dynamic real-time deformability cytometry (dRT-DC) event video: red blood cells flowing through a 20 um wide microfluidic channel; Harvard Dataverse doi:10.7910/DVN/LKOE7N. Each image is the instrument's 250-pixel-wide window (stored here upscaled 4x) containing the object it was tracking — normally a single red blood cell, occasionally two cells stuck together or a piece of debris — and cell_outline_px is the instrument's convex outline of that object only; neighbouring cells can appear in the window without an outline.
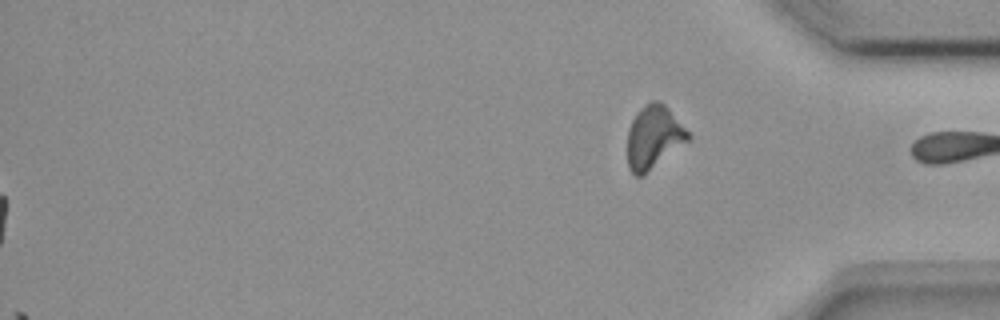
{"species": "common noctule bat (a hibernating species)", "species_latin": "Nyctalus noctula", "temperature_condition": "room temperature", "stored_images_in_passage": 40, "segment_of_instrument_passage": [2, 2], "camera_frame_rate_fps": 3000, "um_per_image_px": 0.085, "animal": {"sex": "female", "body_mass_g": 18.4}, "frame": {"image": 1, "passage_image": 40, "time_ms": 13.0, "image_size_px": [1000, 320], "cell_outline_px": [[692, 136], [688, 140], [644, 176], [636, 176], [628, 168], [628, 128], [636, 112], [644, 104], [652, 100], [660, 100], [668, 108]], "centroid_in_image_um": [55.55, 11.65], "position_along_channel_um": 379.7, "area_um2": 22.31}}